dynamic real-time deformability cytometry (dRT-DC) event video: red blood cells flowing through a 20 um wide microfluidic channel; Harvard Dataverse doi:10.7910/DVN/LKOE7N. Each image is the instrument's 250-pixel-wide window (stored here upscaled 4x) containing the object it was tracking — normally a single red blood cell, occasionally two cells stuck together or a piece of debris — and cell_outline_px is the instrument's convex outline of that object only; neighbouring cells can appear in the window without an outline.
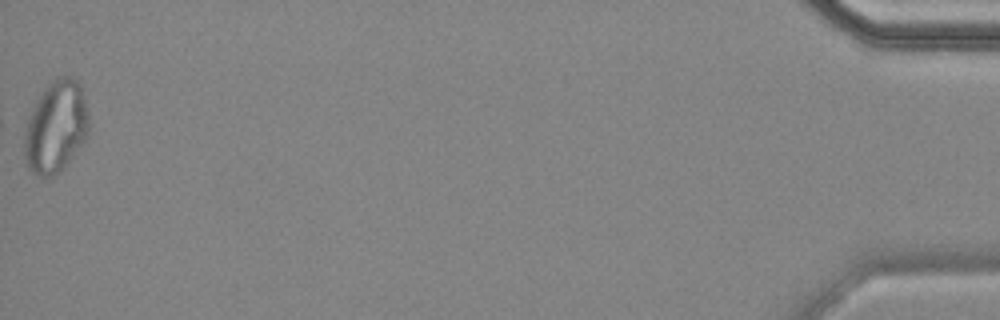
{"species": "common noctule bat (a hibernating species)", "species_latin": "Nyctalus noctula", "temperature_condition": "cold", "stored_images_in_passage": 14, "camera_frame_rate_fps": 3000, "um_per_image_px": 0.085, "animal": {"sex": "female", "body_mass_g": 18.4}, "frame": {"image": 1, "passage_image": 14, "time_ms": 17.667, "image_size_px": [1000, 320], "cell_outline_px": [[88, 136], [84, 144], [60, 172], [52, 176], [36, 176], [28, 168], [24, 156], [24, 132], [32, 108], [36, 100], [44, 88], [56, 76], [72, 76], [80, 84], [84, 96], [88, 112]], "centroid_in_image_um": [4.76, 10.79], "position_along_channel_um": 430.4, "area_um2": 34.97}, "authors_computed_cell_mechanics": {"area_um2": 28.7555, "velocity_mm_per_s": 3.5369, "shape_relaxation_time_tau1_ms": null, "shape_relaxation_time_tau2_ms": 5.3055, "deformation_change_tau1": null, "deformation_change_tau2": 0.1145}}